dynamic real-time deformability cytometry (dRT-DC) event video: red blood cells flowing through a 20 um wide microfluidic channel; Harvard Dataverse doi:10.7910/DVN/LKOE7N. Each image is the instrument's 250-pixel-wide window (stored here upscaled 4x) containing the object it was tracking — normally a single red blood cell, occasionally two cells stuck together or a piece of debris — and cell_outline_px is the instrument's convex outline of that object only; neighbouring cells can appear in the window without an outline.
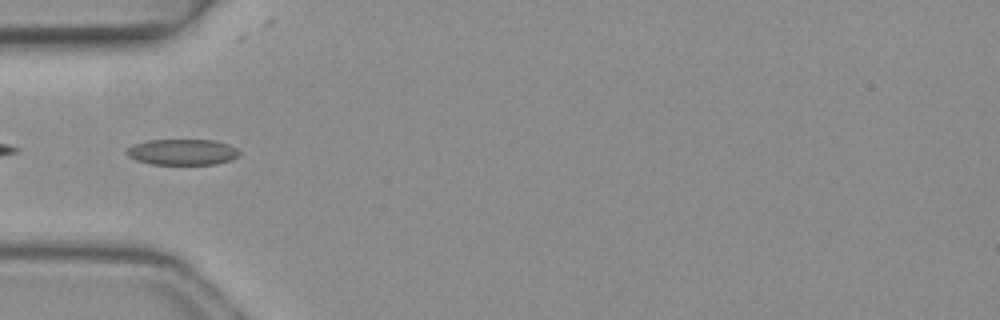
{"species": "common noctule bat (a hibernating species)", "species_latin": "Nyctalus noctula", "temperature_condition": "warm", "stored_images_in_passage": 5, "segment_of_instrument_passage": [2, 2], "camera_frame_rate_fps": 3000, "um_per_image_px": 0.085, "animal": {"sex": "female", "body_mass_g": 19.3, "forearm_length_mm": 54.1}, "frame": {"image": 1, "passage_image": 4, "time_ms": 1.0, "image_size_px": [1000, 320], "cell_outline_px": [[240, 156], [232, 160], [216, 164], [148, 164], [136, 160], [128, 156], [124, 152], [128, 148], [136, 144], [148, 140], [212, 140], [228, 144], [236, 148], [240, 152]], "centroid_in_image_um": [15.52, 12.93], "position_along_channel_um": 69.5, "area_um2": 17.05}}
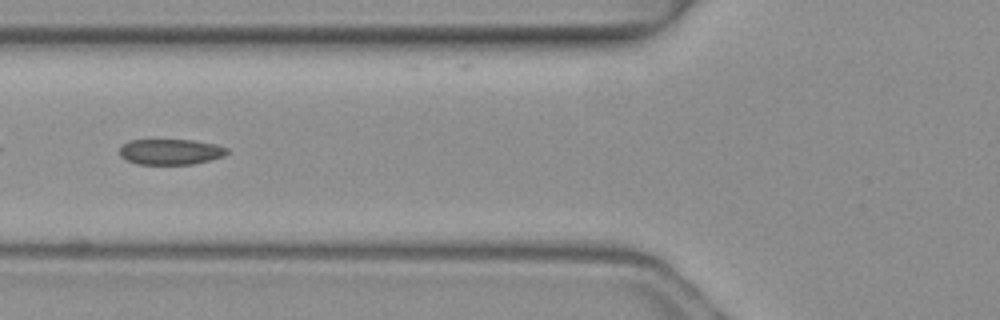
{"frame": {"image": 2, "passage_image": 5, "time_ms": 1.333, "image_size_px": [1000, 320], "cell_outline_px": [[228, 152], [224, 156], [212, 160], [192, 164], [136, 164], [120, 156], [120, 144], [132, 140], [192, 140], [216, 144], [228, 148]], "centroid_in_image_um": [14.51, 12.9], "position_along_channel_um": 111.3, "area_um2": 16.13}}